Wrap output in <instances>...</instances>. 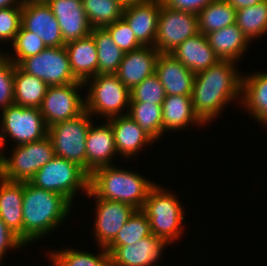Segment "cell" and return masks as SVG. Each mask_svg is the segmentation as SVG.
Listing matches in <instances>:
<instances>
[{
  "mask_svg": "<svg viewBox=\"0 0 267 266\" xmlns=\"http://www.w3.org/2000/svg\"><path fill=\"white\" fill-rule=\"evenodd\" d=\"M236 62L220 60L208 69L195 74L191 101L194 111L206 124L217 117L229 101L240 99L242 74Z\"/></svg>",
  "mask_w": 267,
  "mask_h": 266,
  "instance_id": "1",
  "label": "cell"
},
{
  "mask_svg": "<svg viewBox=\"0 0 267 266\" xmlns=\"http://www.w3.org/2000/svg\"><path fill=\"white\" fill-rule=\"evenodd\" d=\"M71 207L72 204L64 196L24 182L23 242L27 245L52 232L63 223Z\"/></svg>",
  "mask_w": 267,
  "mask_h": 266,
  "instance_id": "2",
  "label": "cell"
},
{
  "mask_svg": "<svg viewBox=\"0 0 267 266\" xmlns=\"http://www.w3.org/2000/svg\"><path fill=\"white\" fill-rule=\"evenodd\" d=\"M155 185L137 172L110 165L97 168L89 178V189L105 200L119 201L142 209L149 190Z\"/></svg>",
  "mask_w": 267,
  "mask_h": 266,
  "instance_id": "3",
  "label": "cell"
},
{
  "mask_svg": "<svg viewBox=\"0 0 267 266\" xmlns=\"http://www.w3.org/2000/svg\"><path fill=\"white\" fill-rule=\"evenodd\" d=\"M141 210L150 221L151 234L162 237L169 244L181 237L185 227L182 223L184 209L172 192L155 184L149 190Z\"/></svg>",
  "mask_w": 267,
  "mask_h": 266,
  "instance_id": "4",
  "label": "cell"
},
{
  "mask_svg": "<svg viewBox=\"0 0 267 266\" xmlns=\"http://www.w3.org/2000/svg\"><path fill=\"white\" fill-rule=\"evenodd\" d=\"M11 157L0 151V177L13 182H29L37 171L55 157L52 142L44 139L14 145Z\"/></svg>",
  "mask_w": 267,
  "mask_h": 266,
  "instance_id": "5",
  "label": "cell"
},
{
  "mask_svg": "<svg viewBox=\"0 0 267 266\" xmlns=\"http://www.w3.org/2000/svg\"><path fill=\"white\" fill-rule=\"evenodd\" d=\"M89 178L90 175L78 164L55 156L29 182L64 196L72 204L78 189L89 191Z\"/></svg>",
  "mask_w": 267,
  "mask_h": 266,
  "instance_id": "6",
  "label": "cell"
},
{
  "mask_svg": "<svg viewBox=\"0 0 267 266\" xmlns=\"http://www.w3.org/2000/svg\"><path fill=\"white\" fill-rule=\"evenodd\" d=\"M91 81V82H89ZM88 83V84H87ZM89 85L85 97V110L91 115L100 114L109 119L122 114L130 105V90L120 81L116 74H101L88 79Z\"/></svg>",
  "mask_w": 267,
  "mask_h": 266,
  "instance_id": "7",
  "label": "cell"
},
{
  "mask_svg": "<svg viewBox=\"0 0 267 266\" xmlns=\"http://www.w3.org/2000/svg\"><path fill=\"white\" fill-rule=\"evenodd\" d=\"M92 116L85 110L79 116L48 127L54 154L67 159L86 171V137Z\"/></svg>",
  "mask_w": 267,
  "mask_h": 266,
  "instance_id": "8",
  "label": "cell"
},
{
  "mask_svg": "<svg viewBox=\"0 0 267 266\" xmlns=\"http://www.w3.org/2000/svg\"><path fill=\"white\" fill-rule=\"evenodd\" d=\"M1 113L0 150L4 147L7 136L16 145L36 142L48 136V127L38 108L12 104Z\"/></svg>",
  "mask_w": 267,
  "mask_h": 266,
  "instance_id": "9",
  "label": "cell"
},
{
  "mask_svg": "<svg viewBox=\"0 0 267 266\" xmlns=\"http://www.w3.org/2000/svg\"><path fill=\"white\" fill-rule=\"evenodd\" d=\"M18 66L48 86H64L79 82L72 73L65 46L47 47L39 54L23 59Z\"/></svg>",
  "mask_w": 267,
  "mask_h": 266,
  "instance_id": "10",
  "label": "cell"
},
{
  "mask_svg": "<svg viewBox=\"0 0 267 266\" xmlns=\"http://www.w3.org/2000/svg\"><path fill=\"white\" fill-rule=\"evenodd\" d=\"M199 33L197 14L170 9L161 3L154 48L171 53L187 38Z\"/></svg>",
  "mask_w": 267,
  "mask_h": 266,
  "instance_id": "11",
  "label": "cell"
},
{
  "mask_svg": "<svg viewBox=\"0 0 267 266\" xmlns=\"http://www.w3.org/2000/svg\"><path fill=\"white\" fill-rule=\"evenodd\" d=\"M83 86L80 81L64 86H48L40 107L47 127L75 118L85 111V99L78 92Z\"/></svg>",
  "mask_w": 267,
  "mask_h": 266,
  "instance_id": "12",
  "label": "cell"
},
{
  "mask_svg": "<svg viewBox=\"0 0 267 266\" xmlns=\"http://www.w3.org/2000/svg\"><path fill=\"white\" fill-rule=\"evenodd\" d=\"M88 197H95L96 218L94 235L99 247H106L128 221L136 208L132 205L112 200L98 198L90 189L86 193Z\"/></svg>",
  "mask_w": 267,
  "mask_h": 266,
  "instance_id": "13",
  "label": "cell"
},
{
  "mask_svg": "<svg viewBox=\"0 0 267 266\" xmlns=\"http://www.w3.org/2000/svg\"><path fill=\"white\" fill-rule=\"evenodd\" d=\"M21 26L36 34L46 47L65 46L59 23L47 3L23 2Z\"/></svg>",
  "mask_w": 267,
  "mask_h": 266,
  "instance_id": "14",
  "label": "cell"
},
{
  "mask_svg": "<svg viewBox=\"0 0 267 266\" xmlns=\"http://www.w3.org/2000/svg\"><path fill=\"white\" fill-rule=\"evenodd\" d=\"M167 245L169 243L162 237L151 234L132 245L114 246L108 252L111 266H159L154 263L160 259Z\"/></svg>",
  "mask_w": 267,
  "mask_h": 266,
  "instance_id": "15",
  "label": "cell"
},
{
  "mask_svg": "<svg viewBox=\"0 0 267 266\" xmlns=\"http://www.w3.org/2000/svg\"><path fill=\"white\" fill-rule=\"evenodd\" d=\"M161 3V0H146L124 6L122 18L143 46L154 47Z\"/></svg>",
  "mask_w": 267,
  "mask_h": 266,
  "instance_id": "16",
  "label": "cell"
},
{
  "mask_svg": "<svg viewBox=\"0 0 267 266\" xmlns=\"http://www.w3.org/2000/svg\"><path fill=\"white\" fill-rule=\"evenodd\" d=\"M47 4L59 23L65 43L90 35L92 27L82 0H50Z\"/></svg>",
  "mask_w": 267,
  "mask_h": 266,
  "instance_id": "17",
  "label": "cell"
},
{
  "mask_svg": "<svg viewBox=\"0 0 267 266\" xmlns=\"http://www.w3.org/2000/svg\"><path fill=\"white\" fill-rule=\"evenodd\" d=\"M106 121L99 126L93 125L92 122L88 130L86 137V172L89 175L97 168L113 165L112 158L118 154L111 124L108 120Z\"/></svg>",
  "mask_w": 267,
  "mask_h": 266,
  "instance_id": "18",
  "label": "cell"
},
{
  "mask_svg": "<svg viewBox=\"0 0 267 266\" xmlns=\"http://www.w3.org/2000/svg\"><path fill=\"white\" fill-rule=\"evenodd\" d=\"M159 54L153 46H142L124 53L116 75L131 90L155 73Z\"/></svg>",
  "mask_w": 267,
  "mask_h": 266,
  "instance_id": "19",
  "label": "cell"
},
{
  "mask_svg": "<svg viewBox=\"0 0 267 266\" xmlns=\"http://www.w3.org/2000/svg\"><path fill=\"white\" fill-rule=\"evenodd\" d=\"M155 74L166 95L191 96L195 74L170 53H160Z\"/></svg>",
  "mask_w": 267,
  "mask_h": 266,
  "instance_id": "20",
  "label": "cell"
},
{
  "mask_svg": "<svg viewBox=\"0 0 267 266\" xmlns=\"http://www.w3.org/2000/svg\"><path fill=\"white\" fill-rule=\"evenodd\" d=\"M107 120L114 133L118 155L126 159L135 156L145 145L155 142V139L128 115L114 116Z\"/></svg>",
  "mask_w": 267,
  "mask_h": 266,
  "instance_id": "21",
  "label": "cell"
},
{
  "mask_svg": "<svg viewBox=\"0 0 267 266\" xmlns=\"http://www.w3.org/2000/svg\"><path fill=\"white\" fill-rule=\"evenodd\" d=\"M170 54L194 74L204 71L220 61L209 45L206 35L200 32L187 38Z\"/></svg>",
  "mask_w": 267,
  "mask_h": 266,
  "instance_id": "22",
  "label": "cell"
},
{
  "mask_svg": "<svg viewBox=\"0 0 267 266\" xmlns=\"http://www.w3.org/2000/svg\"><path fill=\"white\" fill-rule=\"evenodd\" d=\"M74 77L85 83L98 75V53L91 35L65 44Z\"/></svg>",
  "mask_w": 267,
  "mask_h": 266,
  "instance_id": "23",
  "label": "cell"
},
{
  "mask_svg": "<svg viewBox=\"0 0 267 266\" xmlns=\"http://www.w3.org/2000/svg\"><path fill=\"white\" fill-rule=\"evenodd\" d=\"M24 182L0 177V218L23 241L22 205Z\"/></svg>",
  "mask_w": 267,
  "mask_h": 266,
  "instance_id": "24",
  "label": "cell"
},
{
  "mask_svg": "<svg viewBox=\"0 0 267 266\" xmlns=\"http://www.w3.org/2000/svg\"><path fill=\"white\" fill-rule=\"evenodd\" d=\"M162 111V135L169 130H184L190 124H205L194 111L191 96L166 95Z\"/></svg>",
  "mask_w": 267,
  "mask_h": 266,
  "instance_id": "25",
  "label": "cell"
},
{
  "mask_svg": "<svg viewBox=\"0 0 267 266\" xmlns=\"http://www.w3.org/2000/svg\"><path fill=\"white\" fill-rule=\"evenodd\" d=\"M241 106L267 126V72L242 76Z\"/></svg>",
  "mask_w": 267,
  "mask_h": 266,
  "instance_id": "26",
  "label": "cell"
},
{
  "mask_svg": "<svg viewBox=\"0 0 267 266\" xmlns=\"http://www.w3.org/2000/svg\"><path fill=\"white\" fill-rule=\"evenodd\" d=\"M206 37L220 60L234 62L244 55L250 43L236 23L211 32Z\"/></svg>",
  "mask_w": 267,
  "mask_h": 266,
  "instance_id": "27",
  "label": "cell"
},
{
  "mask_svg": "<svg viewBox=\"0 0 267 266\" xmlns=\"http://www.w3.org/2000/svg\"><path fill=\"white\" fill-rule=\"evenodd\" d=\"M48 85L23 71L18 65L14 70V104L40 109Z\"/></svg>",
  "mask_w": 267,
  "mask_h": 266,
  "instance_id": "28",
  "label": "cell"
},
{
  "mask_svg": "<svg viewBox=\"0 0 267 266\" xmlns=\"http://www.w3.org/2000/svg\"><path fill=\"white\" fill-rule=\"evenodd\" d=\"M98 53V75L116 74L123 59V51L116 45L105 28H92Z\"/></svg>",
  "mask_w": 267,
  "mask_h": 266,
  "instance_id": "29",
  "label": "cell"
},
{
  "mask_svg": "<svg viewBox=\"0 0 267 266\" xmlns=\"http://www.w3.org/2000/svg\"><path fill=\"white\" fill-rule=\"evenodd\" d=\"M197 16L199 32L204 35L236 23V9L226 0L209 3Z\"/></svg>",
  "mask_w": 267,
  "mask_h": 266,
  "instance_id": "30",
  "label": "cell"
},
{
  "mask_svg": "<svg viewBox=\"0 0 267 266\" xmlns=\"http://www.w3.org/2000/svg\"><path fill=\"white\" fill-rule=\"evenodd\" d=\"M236 24L248 41L267 33V0L236 10Z\"/></svg>",
  "mask_w": 267,
  "mask_h": 266,
  "instance_id": "31",
  "label": "cell"
},
{
  "mask_svg": "<svg viewBox=\"0 0 267 266\" xmlns=\"http://www.w3.org/2000/svg\"><path fill=\"white\" fill-rule=\"evenodd\" d=\"M98 255L78 249H61L49 253L50 261L53 266H111V256L105 247Z\"/></svg>",
  "mask_w": 267,
  "mask_h": 266,
  "instance_id": "32",
  "label": "cell"
},
{
  "mask_svg": "<svg viewBox=\"0 0 267 266\" xmlns=\"http://www.w3.org/2000/svg\"><path fill=\"white\" fill-rule=\"evenodd\" d=\"M92 28H104L122 18L124 4L119 0H82Z\"/></svg>",
  "mask_w": 267,
  "mask_h": 266,
  "instance_id": "33",
  "label": "cell"
},
{
  "mask_svg": "<svg viewBox=\"0 0 267 266\" xmlns=\"http://www.w3.org/2000/svg\"><path fill=\"white\" fill-rule=\"evenodd\" d=\"M126 115L131 117L156 141L162 136V105L155 103L130 102Z\"/></svg>",
  "mask_w": 267,
  "mask_h": 266,
  "instance_id": "34",
  "label": "cell"
},
{
  "mask_svg": "<svg viewBox=\"0 0 267 266\" xmlns=\"http://www.w3.org/2000/svg\"><path fill=\"white\" fill-rule=\"evenodd\" d=\"M149 235H151L150 221L141 209H136L105 249L109 252L114 246L132 245Z\"/></svg>",
  "mask_w": 267,
  "mask_h": 266,
  "instance_id": "35",
  "label": "cell"
},
{
  "mask_svg": "<svg viewBox=\"0 0 267 266\" xmlns=\"http://www.w3.org/2000/svg\"><path fill=\"white\" fill-rule=\"evenodd\" d=\"M11 45L15 56L14 54L13 56L6 54V56H9L8 58L15 65H18L23 59L35 56L47 48L41 38L33 32L25 30L22 26H20L19 32L16 34Z\"/></svg>",
  "mask_w": 267,
  "mask_h": 266,
  "instance_id": "36",
  "label": "cell"
},
{
  "mask_svg": "<svg viewBox=\"0 0 267 266\" xmlns=\"http://www.w3.org/2000/svg\"><path fill=\"white\" fill-rule=\"evenodd\" d=\"M165 97L164 87L155 73L130 90V102L162 105Z\"/></svg>",
  "mask_w": 267,
  "mask_h": 266,
  "instance_id": "37",
  "label": "cell"
},
{
  "mask_svg": "<svg viewBox=\"0 0 267 266\" xmlns=\"http://www.w3.org/2000/svg\"><path fill=\"white\" fill-rule=\"evenodd\" d=\"M6 53H0V109L4 110L14 104V70Z\"/></svg>",
  "mask_w": 267,
  "mask_h": 266,
  "instance_id": "38",
  "label": "cell"
},
{
  "mask_svg": "<svg viewBox=\"0 0 267 266\" xmlns=\"http://www.w3.org/2000/svg\"><path fill=\"white\" fill-rule=\"evenodd\" d=\"M104 28L109 32L113 41L123 53H128L143 46L136 39L132 29L123 18L116 20L114 23L107 25Z\"/></svg>",
  "mask_w": 267,
  "mask_h": 266,
  "instance_id": "39",
  "label": "cell"
},
{
  "mask_svg": "<svg viewBox=\"0 0 267 266\" xmlns=\"http://www.w3.org/2000/svg\"><path fill=\"white\" fill-rule=\"evenodd\" d=\"M22 6L0 8V41L13 42L21 26Z\"/></svg>",
  "mask_w": 267,
  "mask_h": 266,
  "instance_id": "40",
  "label": "cell"
},
{
  "mask_svg": "<svg viewBox=\"0 0 267 266\" xmlns=\"http://www.w3.org/2000/svg\"><path fill=\"white\" fill-rule=\"evenodd\" d=\"M26 245L0 218V264L8 249H18Z\"/></svg>",
  "mask_w": 267,
  "mask_h": 266,
  "instance_id": "41",
  "label": "cell"
},
{
  "mask_svg": "<svg viewBox=\"0 0 267 266\" xmlns=\"http://www.w3.org/2000/svg\"><path fill=\"white\" fill-rule=\"evenodd\" d=\"M215 0H161L162 4L170 9L198 14L209 3Z\"/></svg>",
  "mask_w": 267,
  "mask_h": 266,
  "instance_id": "42",
  "label": "cell"
},
{
  "mask_svg": "<svg viewBox=\"0 0 267 266\" xmlns=\"http://www.w3.org/2000/svg\"><path fill=\"white\" fill-rule=\"evenodd\" d=\"M226 1L236 10H239L245 7H250L255 4H258L263 0H226Z\"/></svg>",
  "mask_w": 267,
  "mask_h": 266,
  "instance_id": "43",
  "label": "cell"
},
{
  "mask_svg": "<svg viewBox=\"0 0 267 266\" xmlns=\"http://www.w3.org/2000/svg\"><path fill=\"white\" fill-rule=\"evenodd\" d=\"M23 0H0V8H6L10 6H22Z\"/></svg>",
  "mask_w": 267,
  "mask_h": 266,
  "instance_id": "44",
  "label": "cell"
},
{
  "mask_svg": "<svg viewBox=\"0 0 267 266\" xmlns=\"http://www.w3.org/2000/svg\"><path fill=\"white\" fill-rule=\"evenodd\" d=\"M119 1L124 5H128V4H131V3L143 2V1H146V0H119Z\"/></svg>",
  "mask_w": 267,
  "mask_h": 266,
  "instance_id": "45",
  "label": "cell"
},
{
  "mask_svg": "<svg viewBox=\"0 0 267 266\" xmlns=\"http://www.w3.org/2000/svg\"><path fill=\"white\" fill-rule=\"evenodd\" d=\"M50 0H23L26 3H48Z\"/></svg>",
  "mask_w": 267,
  "mask_h": 266,
  "instance_id": "46",
  "label": "cell"
}]
</instances>
